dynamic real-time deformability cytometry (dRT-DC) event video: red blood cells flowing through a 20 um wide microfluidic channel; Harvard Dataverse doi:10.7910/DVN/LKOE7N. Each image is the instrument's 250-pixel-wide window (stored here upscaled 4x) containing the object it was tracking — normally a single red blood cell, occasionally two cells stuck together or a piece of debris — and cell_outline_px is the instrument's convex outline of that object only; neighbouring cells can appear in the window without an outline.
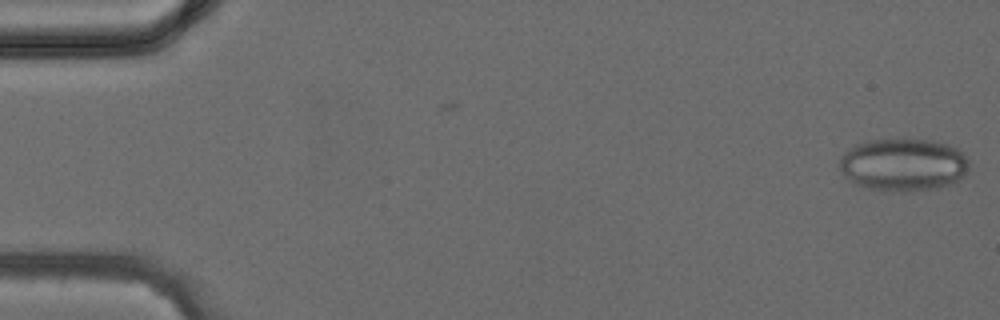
{"species": "common noctule bat (a hibernating species)", "species_latin": "Nyctalus noctula", "temperature_condition": "cold", "stored_images_in_passage": 4, "camera_frame_rate_fps": 3000, "um_per_image_px": 0.085, "animal": {"sex": "female", "body_mass_g": 24.6, "forearm_length_mm": 56.2}, "frame": {"image": 1, "passage_image": 4, "time_ms": 1.0, "image_size_px": [1000, 320], "cell_outline_px": [[968, 168], [964, 176], [948, 184], [936, 188], [900, 192], [880, 192], [860, 188], [852, 184], [840, 168], [840, 160], [844, 152], [856, 144], [868, 140], [928, 140], [948, 144], [956, 148], [968, 160]], "centroid_in_image_um": [76.72, 14.03], "position_along_channel_um": 8.3, "area_um2": 39.88}}